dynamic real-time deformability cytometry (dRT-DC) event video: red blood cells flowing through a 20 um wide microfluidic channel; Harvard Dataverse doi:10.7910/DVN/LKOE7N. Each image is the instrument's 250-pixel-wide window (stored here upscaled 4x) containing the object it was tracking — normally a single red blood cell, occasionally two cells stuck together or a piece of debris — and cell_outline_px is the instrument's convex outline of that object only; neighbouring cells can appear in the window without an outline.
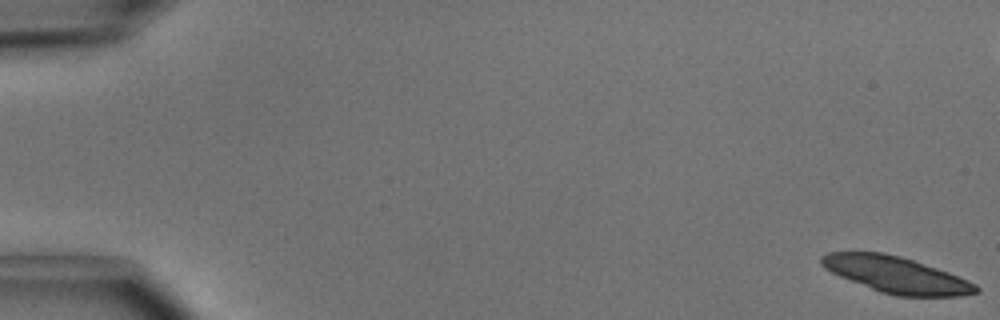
{"species": "common noctule bat (a hibernating species)", "species_latin": "Nyctalus noctula", "temperature_condition": "cold", "stored_images_in_passage": 30, "camera_frame_rate_fps": 3000, "um_per_image_px": 0.085, "animal": {"sex": "male", "body_mass_g": 15.6}, "frame": {"image": 1, "passage_image": 1, "time_ms": 0.0, "image_size_px": [1000, 320], "cell_outline_px": [[980, 292], [960, 296], [896, 296], [880, 292], [840, 276], [824, 268], [820, 264], [820, 256], [828, 252], [884, 252], [900, 256], [948, 272], [968, 280], [976, 284], [980, 288]], "centroid_in_image_um": [76.18, 23.35], "position_along_channel_um": 8.8, "area_um2": 32.54}}